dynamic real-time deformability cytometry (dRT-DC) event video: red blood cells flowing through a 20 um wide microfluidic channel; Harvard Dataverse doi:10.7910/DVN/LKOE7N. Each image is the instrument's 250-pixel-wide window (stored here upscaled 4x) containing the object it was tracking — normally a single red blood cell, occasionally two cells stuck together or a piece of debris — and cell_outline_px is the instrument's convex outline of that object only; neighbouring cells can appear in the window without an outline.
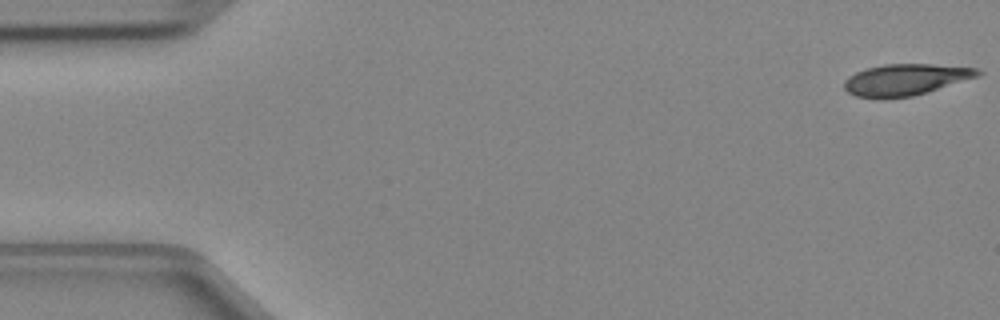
{"species": "Egyptian fruit bat (a non-hibernating species)", "species_latin": "Rousettus aegyptiacus", "temperature_condition": "cold", "stored_images_in_passage": 10, "camera_frame_rate_fps": 3000, "um_per_image_px": 0.085, "animal": {"sex": "female"}, "frame": {"image": 1, "passage_image": 1, "time_ms": 0.0, "image_size_px": [1000, 320], "cell_outline_px": [[984, 72], [980, 76], [912, 96], [856, 96], [848, 92], [844, 88], [844, 80], [848, 76], [856, 72], [868, 68], [884, 64], [932, 64], [980, 68]], "centroid_in_image_um": [77.04, 6.73], "position_along_channel_um": 8.0, "area_um2": 23.93}}